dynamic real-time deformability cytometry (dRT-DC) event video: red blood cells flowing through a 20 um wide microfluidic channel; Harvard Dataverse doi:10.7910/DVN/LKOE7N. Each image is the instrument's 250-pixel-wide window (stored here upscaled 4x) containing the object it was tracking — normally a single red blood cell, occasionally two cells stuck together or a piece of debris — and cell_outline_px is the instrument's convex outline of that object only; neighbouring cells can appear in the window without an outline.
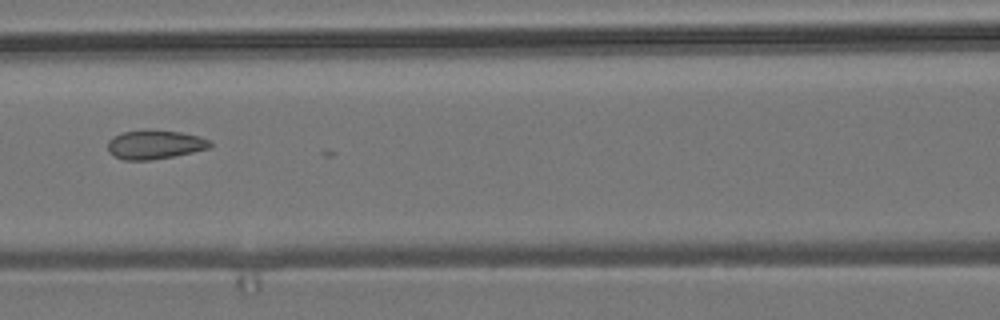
{"species": "common noctule bat (a hibernating species)", "species_latin": "Nyctalus noctula", "temperature_condition": "room temperature", "stored_images_in_passage": 3, "camera_frame_rate_fps": 3000, "um_per_image_px": 0.085, "animal": {"sex": "male", "body_mass_g": 19.2, "forearm_length_mm": 51.8}, "frame": {"image": 1, "passage_image": 3, "time_ms": 0.667, "image_size_px": [1000, 320], "cell_outline_px": [[212, 144], [208, 148], [192, 152], [152, 160], [124, 160], [112, 156], [108, 152], [108, 140], [112, 136], [120, 132], [180, 132], [200, 136], [208, 140]], "centroid_in_image_um": [13.1, 12.32], "position_along_channel_um": 153.5, "area_um2": 16.76}}